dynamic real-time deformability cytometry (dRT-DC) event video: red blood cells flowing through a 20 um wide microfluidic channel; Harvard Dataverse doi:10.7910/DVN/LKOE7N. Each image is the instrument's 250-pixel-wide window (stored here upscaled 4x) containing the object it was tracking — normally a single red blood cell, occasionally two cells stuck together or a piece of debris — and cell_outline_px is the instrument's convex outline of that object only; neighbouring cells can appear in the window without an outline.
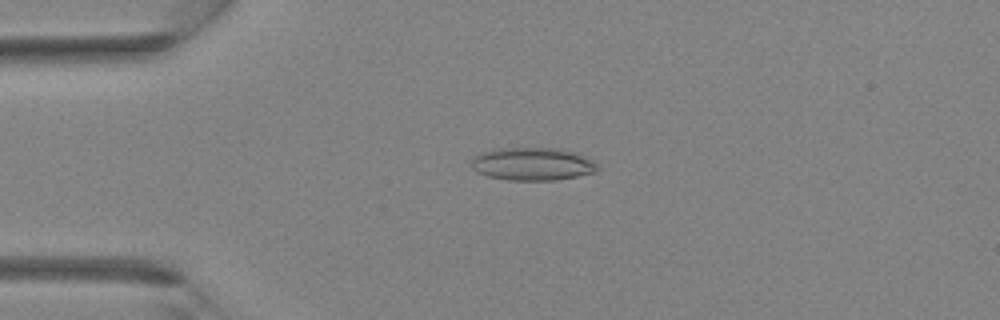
{"species": "Egyptian fruit bat (a non-hibernating species)", "species_latin": "Rousettus aegyptiacus", "temperature_condition": "room temperature", "stored_images_in_passage": 37, "camera_frame_rate_fps": 3000, "um_per_image_px": 0.085, "animal": {"sex": "female"}, "frame": {"image": 1, "passage_image": 9, "time_ms": 2.667, "image_size_px": [1000, 320], "cell_outline_px": [[600, 168], [596, 172], [556, 180], [508, 180], [488, 176], [476, 172], [472, 168], [472, 160], [476, 156], [484, 152], [500, 148], [556, 148], [572, 152], [584, 156], [592, 160]], "centroid_in_image_um": [45.27, 13.95], "position_along_channel_um": 39.7, "area_um2": 23.93}}
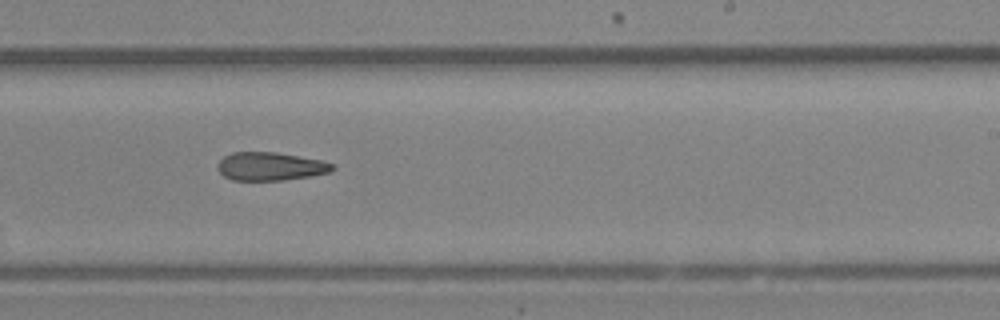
{"frame": {"image": 2, "passage_image": 23, "time_ms": 7.333, "image_size_px": [1000, 320], "cell_outline_px": [[336, 168], [328, 172], [308, 176], [284, 180], [232, 180], [224, 176], [216, 168], [216, 164], [224, 156], [232, 152], [276, 152], [320, 160], [332, 164]], "centroid_in_image_um": [22.92, 14.14], "position_along_channel_um": 266.1, "area_um2": 18.79}}
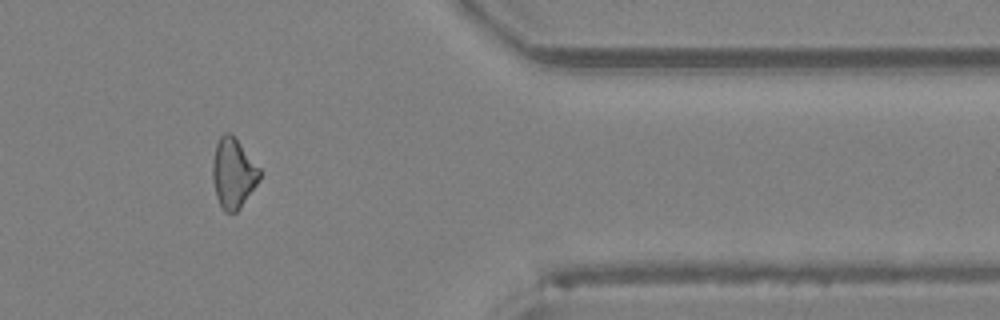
{"frame": {"image": 3, "passage_image": 31, "time_ms": 10.0, "image_size_px": [1000, 320], "cell_outline_px": [[260, 180], [240, 208], [236, 212], [224, 212], [216, 196], [212, 180], [212, 164], [216, 144], [220, 136], [224, 132], [228, 132], [240, 144], [260, 168]], "centroid_in_image_um": [19.81, 14.74], "position_along_channel_um": 391.6, "area_um2": 19.02}}